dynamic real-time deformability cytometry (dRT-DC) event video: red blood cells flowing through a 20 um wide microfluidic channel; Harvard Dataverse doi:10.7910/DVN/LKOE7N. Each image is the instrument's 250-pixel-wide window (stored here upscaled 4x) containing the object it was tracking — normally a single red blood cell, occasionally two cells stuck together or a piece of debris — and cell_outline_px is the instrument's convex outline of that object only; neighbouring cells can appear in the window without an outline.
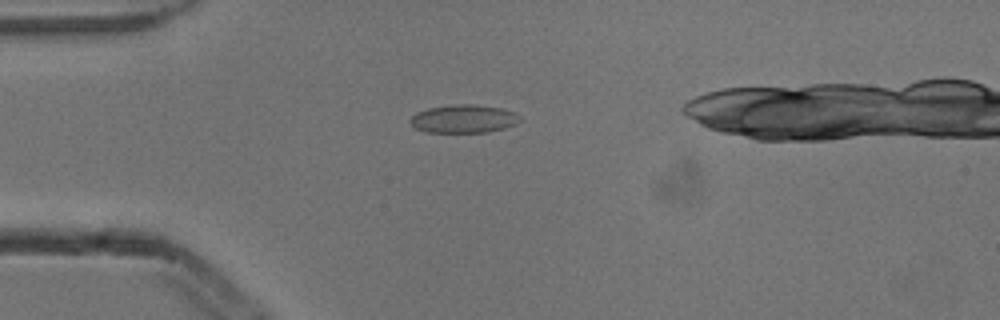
{"species": "common noctule bat (a hibernating species)", "species_latin": "Nyctalus noctula", "temperature_condition": "cold", "stored_images_in_passage": 8, "segment_of_instrument_passage": [1, 2], "camera_frame_rate_fps": 3000, "um_per_image_px": 0.085, "animal": {"sex": "male", "body_mass_g": 13.3}, "frame": {"image": 1, "passage_image": 3, "time_ms": 0.667, "image_size_px": [1000, 320], "cell_outline_px": [[520, 120], [516, 124], [504, 128], [488, 132], [428, 132], [416, 128], [408, 120], [416, 112], [428, 108], [456, 104], [476, 104], [500, 108], [512, 112], [520, 116]], "centroid_in_image_um": [39.4, 10.09], "position_along_channel_um": 45.6, "area_um2": 17.92}}
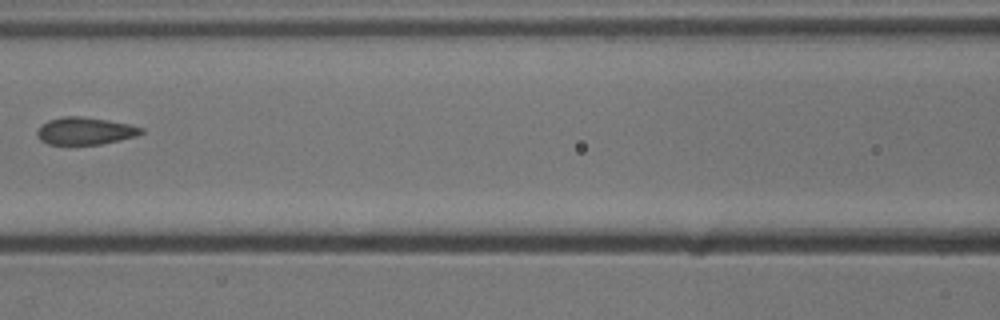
{"frame": {"image": 2, "passage_image": 6, "time_ms": 1.667, "image_size_px": [1000, 320], "cell_outline_px": [[144, 132], [136, 136], [120, 140], [100, 144], [48, 144], [40, 140], [36, 132], [48, 120], [64, 116], [80, 116], [108, 120], [128, 124], [144, 128]], "centroid_in_image_um": [7.25, 11.13], "position_along_channel_um": 159.3, "area_um2": 16.42}}
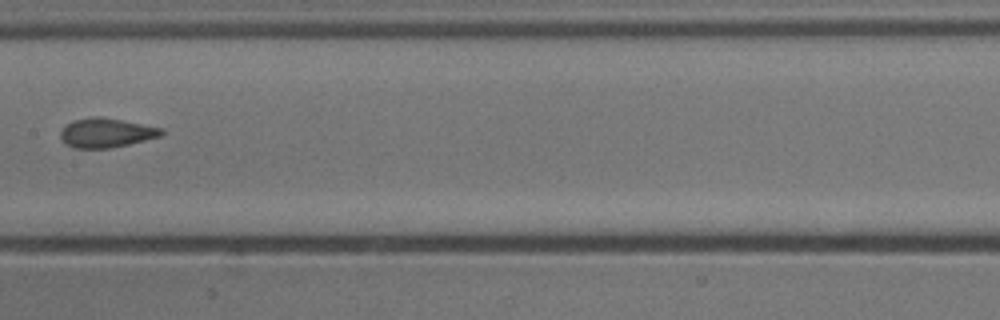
{"frame": {"image": 3, "passage_image": 7, "time_ms": 2.0, "image_size_px": [1000, 320], "cell_outline_px": [[164, 132], [160, 136], [128, 144], [108, 148], [76, 148], [68, 144], [60, 136], [60, 132], [72, 120], [92, 116], [100, 116], [164, 128]], "centroid_in_image_um": [9.05, 11.27], "position_along_channel_um": 198.4, "area_um2": 16.99}}